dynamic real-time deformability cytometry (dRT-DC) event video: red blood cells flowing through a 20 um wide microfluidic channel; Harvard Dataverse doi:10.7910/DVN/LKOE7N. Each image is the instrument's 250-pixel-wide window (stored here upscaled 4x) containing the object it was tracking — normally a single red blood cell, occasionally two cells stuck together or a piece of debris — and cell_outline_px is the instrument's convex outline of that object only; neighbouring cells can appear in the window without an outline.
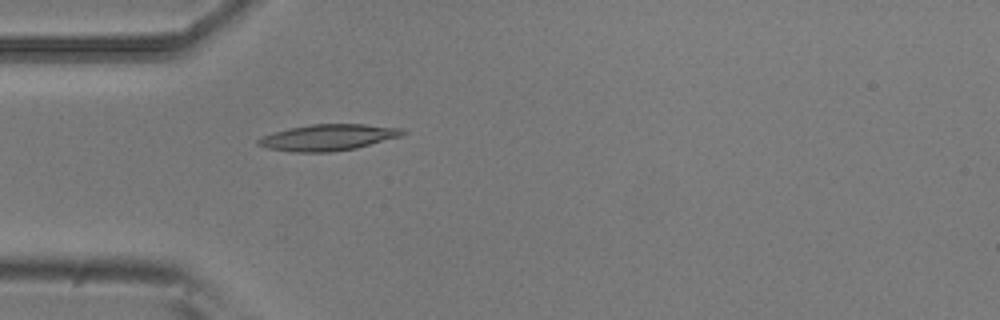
{"species": "common noctule bat (a hibernating species)", "species_latin": "Nyctalus noctula", "temperature_condition": "room temperature", "stored_images_in_passage": 4, "camera_frame_rate_fps": 3000, "um_per_image_px": 0.085, "animal": {"sex": "male", "body_mass_g": 20.5, "forearm_length_mm": 52.5}, "frame": {"image": 1, "passage_image": 4, "time_ms": 1.0, "image_size_px": [1000, 320], "cell_outline_px": [[408, 132], [404, 136], [356, 148], [332, 152], [292, 152], [268, 148], [256, 144], [256, 140], [264, 136], [288, 128], [312, 124], [364, 124], [404, 128]], "centroid_in_image_um": [27.97, 11.68], "position_along_channel_um": 57.0, "area_um2": 22.25}}